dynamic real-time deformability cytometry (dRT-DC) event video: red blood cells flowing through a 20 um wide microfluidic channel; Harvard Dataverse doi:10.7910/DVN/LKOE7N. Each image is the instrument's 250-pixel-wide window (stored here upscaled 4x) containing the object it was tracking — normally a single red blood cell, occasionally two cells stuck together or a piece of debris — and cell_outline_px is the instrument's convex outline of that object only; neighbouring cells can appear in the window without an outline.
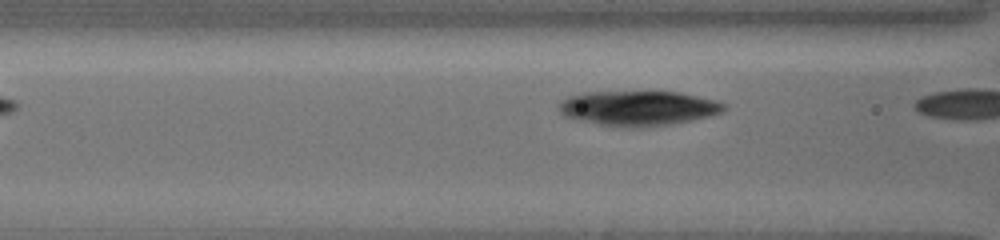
{"species": "common noctule bat (a hibernating species)", "species_latin": "Nyctalus noctula", "temperature_condition": "cold", "stored_images_in_passage": 8, "camera_frame_rate_fps": 3000, "um_per_image_px": 0.085, "animal": {"sex": "female", "body_mass_g": 19.5, "forearm_length_mm": 54.1}, "frame": {"image": 1, "passage_image": 7, "time_ms": 2.0, "image_size_px": [1000, 240], "cell_outline_px": [[728, 108], [724, 112], [712, 116], [692, 120], [640, 128], [612, 128], [576, 120], [564, 116], [560, 112], [560, 100], [568, 96], [584, 92], [680, 92], [716, 100], [724, 104]], "centroid_in_image_um": [54.23, 9.21], "position_along_channel_um": 112.4, "area_um2": 34.1}}